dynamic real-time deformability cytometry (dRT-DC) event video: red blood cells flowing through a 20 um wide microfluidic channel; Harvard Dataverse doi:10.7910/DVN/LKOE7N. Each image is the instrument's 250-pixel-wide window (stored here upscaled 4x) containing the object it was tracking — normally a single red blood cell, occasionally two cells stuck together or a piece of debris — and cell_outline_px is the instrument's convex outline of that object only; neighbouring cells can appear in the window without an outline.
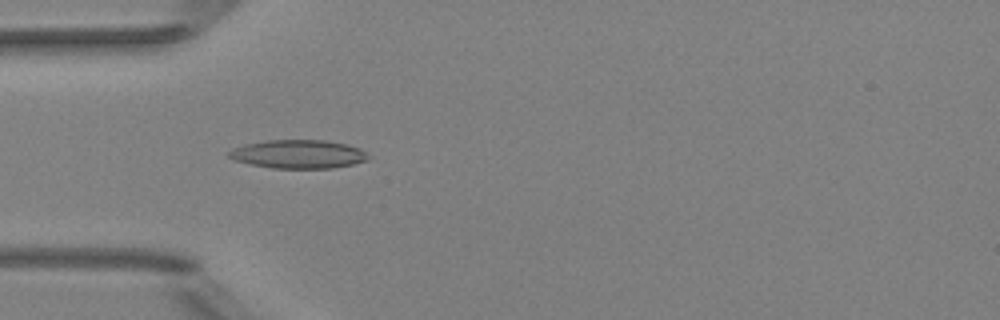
{"species": "Egyptian fruit bat (a non-hibernating species)", "species_latin": "Rousettus aegyptiacus", "temperature_condition": "room temperature", "stored_images_in_passage": 36, "camera_frame_rate_fps": 3000, "um_per_image_px": 0.085, "animal": {"sex": "female"}, "frame": {"image": 1, "passage_image": 1, "time_ms": 0.0, "image_size_px": [1000, 320], "cell_outline_px": [[372, 156], [368, 160], [352, 164], [332, 168], [272, 168], [248, 164], [236, 160], [228, 156], [228, 152], [232, 148], [244, 144], [268, 140], [324, 140], [348, 144], [360, 148]], "centroid_in_image_um": [25.38, 13.1], "position_along_channel_um": 59.6, "area_um2": 23.35}}
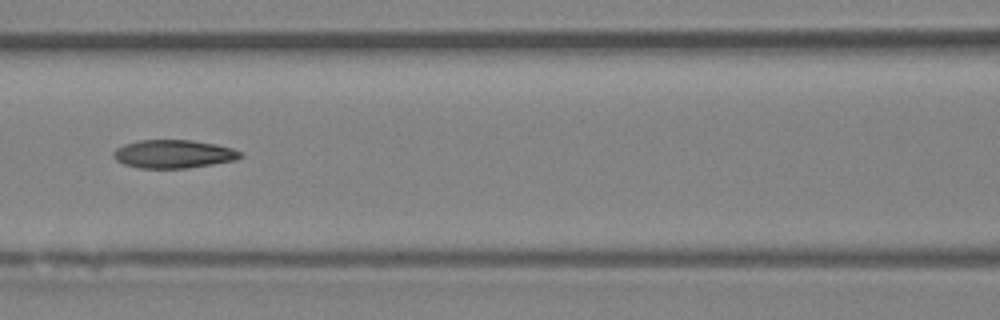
{"frame": {"image": 2, "passage_image": 8, "time_ms": 2.333, "image_size_px": [1000, 320], "cell_outline_px": [[244, 156], [236, 160], [188, 168], [140, 168], [124, 164], [116, 160], [112, 156], [112, 152], [116, 148], [124, 144], [140, 140], [192, 140], [216, 144], [232, 148], [244, 152]], "centroid_in_image_um": [14.77, 13.09], "position_along_channel_um": 151.8, "area_um2": 21.1}}
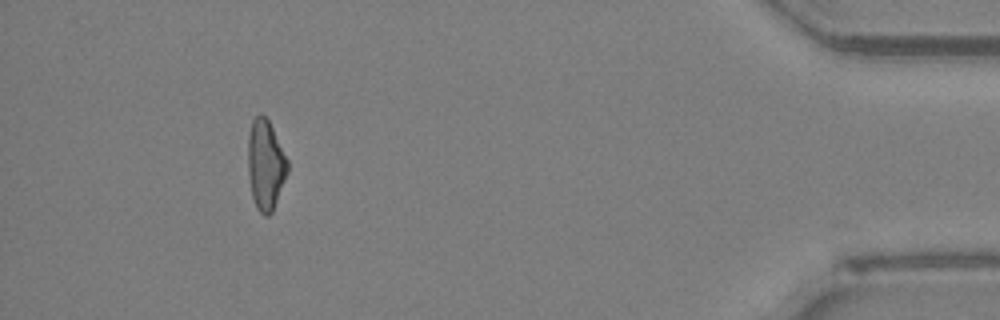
{"frame": {"image": 3, "passage_image": 32, "time_ms": 10.333, "image_size_px": [1000, 320], "cell_outline_px": [[288, 172], [272, 212], [268, 216], [264, 216], [256, 208], [252, 196], [248, 172], [248, 136], [252, 120], [260, 112], [268, 120], [288, 160]], "centroid_in_image_um": [22.56, 14.02], "position_along_channel_um": 412.6, "area_um2": 20.69}, "authors_computed_cell_mechanics": {"area_um2": 20.8658, "velocity_mm_per_s": 4.0553, "shape_relaxation_time_tau1_ms": null, "shape_relaxation_time_tau2_ms": 3.9405, "deformation_change_tau1": null, "deformation_change_tau2": 0.1288}}